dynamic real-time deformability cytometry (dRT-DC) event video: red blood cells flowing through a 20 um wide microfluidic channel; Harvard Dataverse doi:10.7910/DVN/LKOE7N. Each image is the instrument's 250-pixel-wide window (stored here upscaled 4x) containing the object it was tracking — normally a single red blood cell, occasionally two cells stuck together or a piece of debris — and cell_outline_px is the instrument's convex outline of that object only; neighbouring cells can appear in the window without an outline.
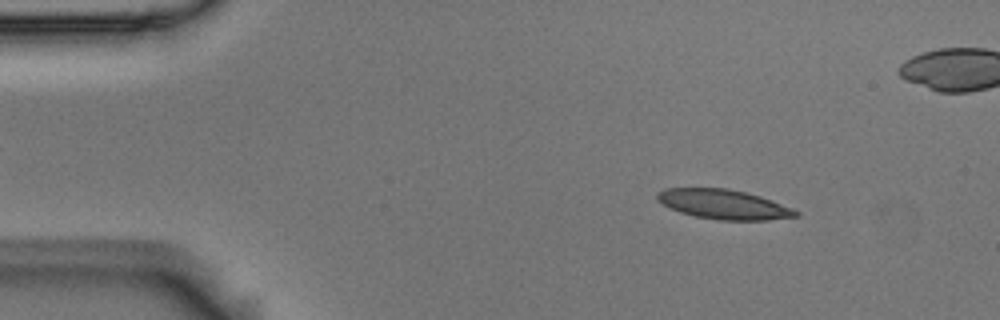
{"species": "Egyptian fruit bat (a non-hibernating species)", "species_latin": "Rousettus aegyptiacus", "temperature_condition": "room temperature", "stored_images_in_passage": 5, "camera_frame_rate_fps": 3000, "um_per_image_px": 0.085, "animal": {"sex": "male"}, "frame": {"image": 1, "passage_image": 2, "time_ms": 0.333, "image_size_px": [1000, 320], "cell_outline_px": [[800, 216], [768, 220], [720, 220], [696, 216], [680, 212], [656, 200], [656, 192], [664, 188], [728, 188], [760, 196], [772, 200], [792, 208], [800, 212]], "centroid_in_image_um": [61.52, 17.36], "position_along_channel_um": 23.5, "area_um2": 23.87}}